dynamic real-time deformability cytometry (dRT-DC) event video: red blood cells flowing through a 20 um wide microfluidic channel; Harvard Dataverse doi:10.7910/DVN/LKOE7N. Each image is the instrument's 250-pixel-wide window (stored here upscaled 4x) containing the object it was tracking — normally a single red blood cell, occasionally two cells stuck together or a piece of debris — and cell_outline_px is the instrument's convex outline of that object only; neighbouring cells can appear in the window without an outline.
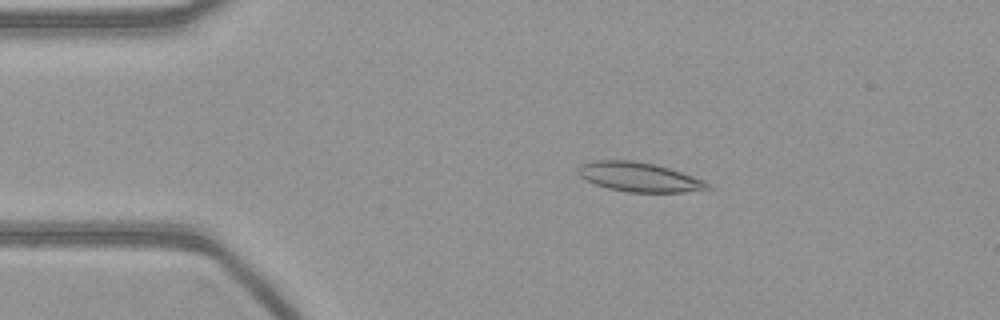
{"species": "common noctule bat (a hibernating species)", "species_latin": "Nyctalus noctula", "temperature_condition": "warm", "stored_images_in_passage": 49, "camera_frame_rate_fps": 3000, "um_per_image_px": 0.085, "animal": {"sex": "female", "body_mass_g": 21.9}, "frame": {"image": 1, "passage_image": 5, "time_ms": 1.333, "image_size_px": [1000, 320], "cell_outline_px": [[712, 188], [684, 192], [628, 192], [608, 188], [596, 184], [580, 176], [576, 172], [576, 168], [580, 164], [592, 160], [632, 160], [656, 164], [704, 180]], "centroid_in_image_um": [54.28, 15.03], "position_along_channel_um": 30.7, "area_um2": 22.08}}
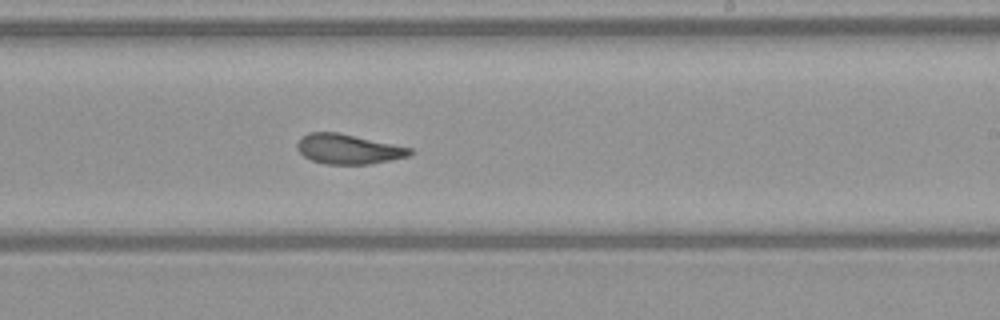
{"frame": {"image": 2, "passage_image": 27, "time_ms": 8.667, "image_size_px": [1000, 320], "cell_outline_px": [[416, 152], [408, 156], [392, 160], [368, 164], [324, 164], [312, 160], [304, 156], [296, 148], [296, 144], [308, 132], [340, 132], [412, 148]], "centroid_in_image_um": [29.64, 12.67], "position_along_channel_um": 259.4, "area_um2": 19.71}}
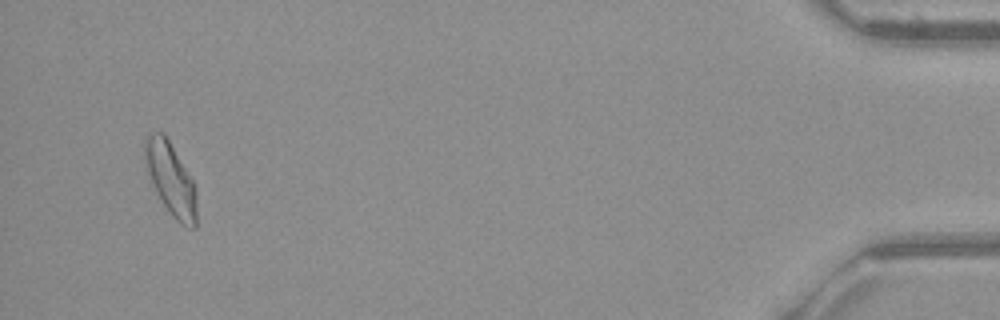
{"frame": {"image": 3, "passage_image": 47, "time_ms": 15.333, "image_size_px": [1000, 320], "cell_outline_px": [[196, 228], [188, 228], [180, 224], [172, 216], [148, 180], [144, 160], [144, 144], [148, 132], [164, 132], [192, 180], [196, 188]], "centroid_in_image_um": [14.48, 15.21], "position_along_channel_um": 420.7, "area_um2": 22.08}}